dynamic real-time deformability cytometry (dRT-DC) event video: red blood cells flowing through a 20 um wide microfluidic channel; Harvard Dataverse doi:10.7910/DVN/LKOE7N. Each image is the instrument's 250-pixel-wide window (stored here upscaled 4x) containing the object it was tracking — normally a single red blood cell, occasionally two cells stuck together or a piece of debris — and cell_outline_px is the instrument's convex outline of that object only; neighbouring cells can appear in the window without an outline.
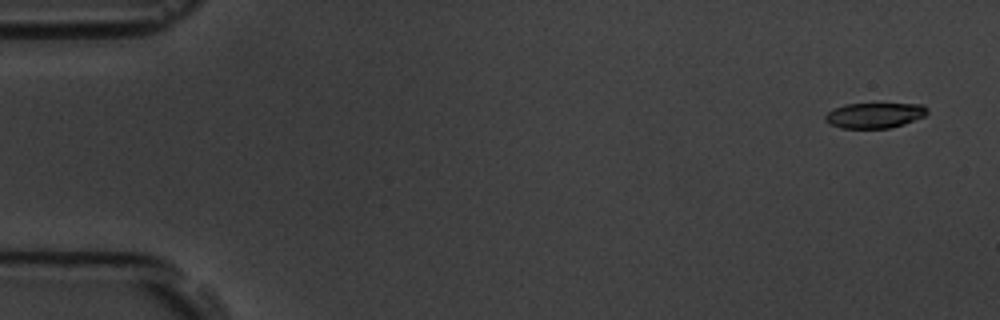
{"species": "common noctule bat (a hibernating species)", "species_latin": "Nyctalus noctula", "temperature_condition": "room temperature", "stored_images_in_passage": 5, "camera_frame_rate_fps": 3000, "um_per_image_px": 0.085, "animal": {"sex": "male", "body_mass_g": 19.5, "forearm_length_mm": 54.6}, "frame": {"image": 1, "passage_image": 1, "time_ms": 0.0, "image_size_px": [1000, 320], "cell_outline_px": [[928, 112], [924, 116], [904, 124], [888, 128], [840, 128], [828, 124], [824, 120], [824, 116], [832, 108], [844, 104], [924, 104], [928, 108]], "centroid_in_image_um": [74.3, 9.8], "position_along_channel_um": 10.7, "area_um2": 15.2}}
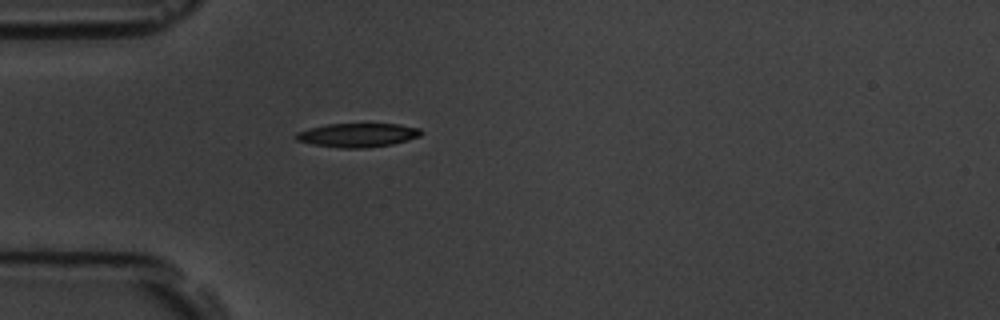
{"frame": {"image": 2, "passage_image": 5, "time_ms": 4.667, "image_size_px": [1000, 320], "cell_outline_px": [[424, 132], [420, 136], [408, 140], [392, 144], [364, 148], [344, 148], [312, 144], [296, 140], [292, 136], [296, 132], [308, 128], [328, 124], [400, 124], [420, 128]], "centroid_in_image_um": [30.39, 11.48], "position_along_channel_um": 54.6, "area_um2": 17.51}}